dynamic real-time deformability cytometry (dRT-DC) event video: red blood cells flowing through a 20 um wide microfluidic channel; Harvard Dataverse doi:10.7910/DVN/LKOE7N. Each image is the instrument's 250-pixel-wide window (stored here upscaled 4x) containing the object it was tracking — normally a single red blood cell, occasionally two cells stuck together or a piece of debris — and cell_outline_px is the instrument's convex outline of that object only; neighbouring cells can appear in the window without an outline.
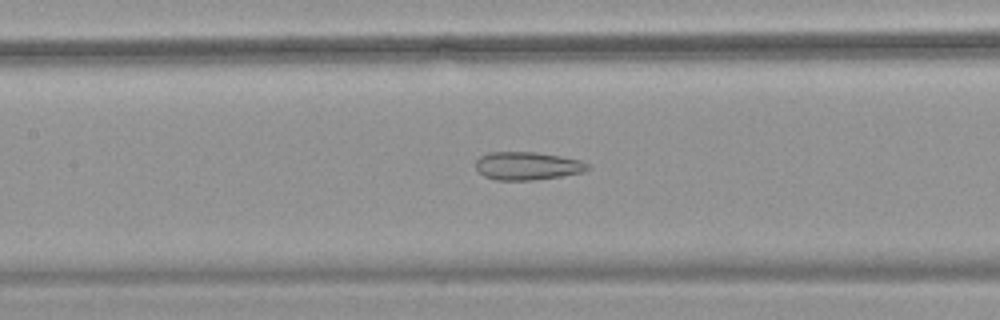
{"species": "common noctule bat (a hibernating species)", "species_latin": "Nyctalus noctula", "temperature_condition": "warm", "stored_images_in_passage": 51, "camera_frame_rate_fps": 3000, "um_per_image_px": 0.085, "animal": {"sex": "female", "body_mass_g": 18.4}, "frame": {"image": 1, "passage_image": 23, "time_ms": 7.333, "image_size_px": [1000, 320], "cell_outline_px": [[592, 168], [584, 172], [536, 180], [496, 180], [484, 176], [476, 168], [476, 160], [480, 156], [488, 152], [536, 152], [560, 156], [580, 160], [588, 164]], "centroid_in_image_um": [44.84, 14.1], "position_along_channel_um": 162.6, "area_um2": 18.38}}
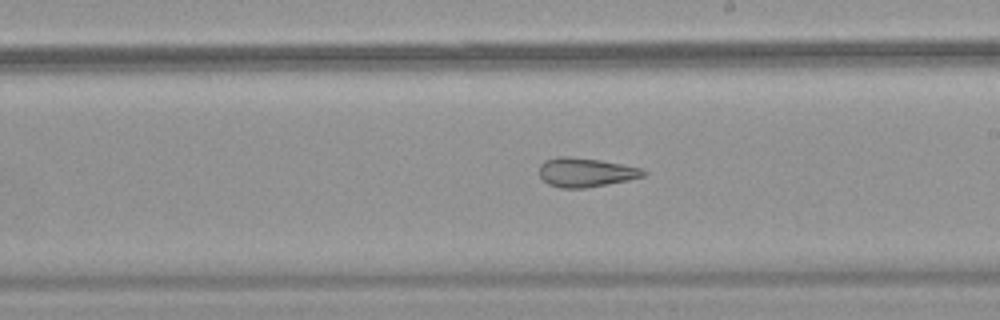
{"frame": {"image": 2, "passage_image": 29, "time_ms": 9.333, "image_size_px": [1000, 320], "cell_outline_px": [[648, 172], [644, 176], [628, 180], [584, 188], [560, 188], [548, 184], [540, 176], [540, 164], [544, 160], [560, 156], [564, 156], [600, 160], [640, 168]], "centroid_in_image_um": [49.76, 14.65], "position_along_channel_um": 239.2, "area_um2": 17.46}}
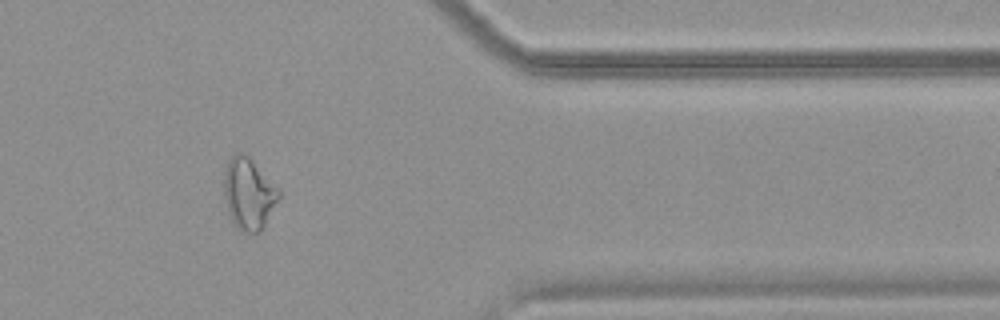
{"frame": {"image": 3, "passage_image": 42, "time_ms": 13.667, "image_size_px": [1000, 320], "cell_outline_px": [[280, 196], [264, 228], [260, 232], [244, 232], [236, 228], [232, 224], [228, 212], [224, 192], [224, 172], [228, 160], [236, 152], [240, 152], [248, 156], [280, 188]], "centroid_in_image_um": [21.15, 16.48], "position_along_channel_um": 390.3, "area_um2": 23.06}, "authors_computed_cell_mechanics": {"area_um2": 23.0622, "velocity_mm_per_s": 3.8521, "shape_relaxation_time_tau1_ms": null, "shape_relaxation_time_tau2_ms": 2.5122, "deformation_change_tau1": null, "deformation_change_tau2": 0.1178}}